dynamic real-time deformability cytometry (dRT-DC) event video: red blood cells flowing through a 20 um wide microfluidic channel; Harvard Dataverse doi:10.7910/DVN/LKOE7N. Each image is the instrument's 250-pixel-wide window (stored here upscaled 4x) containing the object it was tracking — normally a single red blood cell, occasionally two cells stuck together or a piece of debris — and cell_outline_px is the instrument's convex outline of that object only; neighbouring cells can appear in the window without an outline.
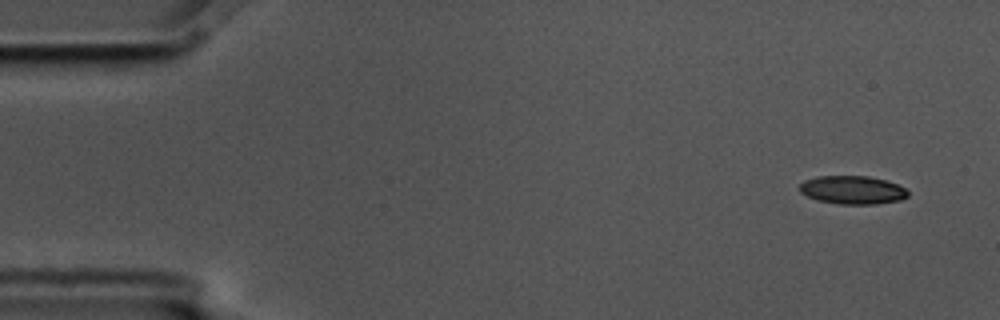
{"species": "common noctule bat (a hibernating species)", "species_latin": "Nyctalus noctula", "temperature_condition": "cold", "stored_images_in_passage": 6, "camera_frame_rate_fps": 3000, "um_per_image_px": 0.085, "animal": {"sex": "male", "body_mass_g": 17.5, "forearm_length_mm": 52.3}, "frame": {"image": 1, "passage_image": 6, "time_ms": 1.667, "image_size_px": [1000, 320], "cell_outline_px": [[908, 196], [900, 200], [876, 204], [840, 204], [820, 200], [808, 196], [800, 192], [800, 184], [804, 180], [816, 176], [868, 176], [884, 180], [908, 188]], "centroid_in_image_um": [72.48, 16.14], "position_along_channel_um": 12.5, "area_um2": 17.8}}